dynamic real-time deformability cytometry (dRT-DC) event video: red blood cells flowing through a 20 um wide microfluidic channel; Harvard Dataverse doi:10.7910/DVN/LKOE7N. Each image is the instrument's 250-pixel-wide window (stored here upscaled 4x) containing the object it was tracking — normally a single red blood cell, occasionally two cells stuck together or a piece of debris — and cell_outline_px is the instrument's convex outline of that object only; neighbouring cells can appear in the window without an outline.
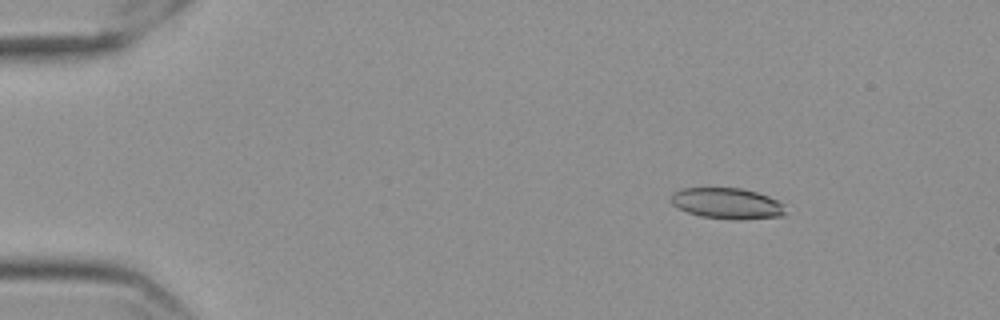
{"species": "Egyptian fruit bat (a non-hibernating species)", "species_latin": "Rousettus aegyptiacus", "temperature_condition": "cold", "stored_images_in_passage": 53, "camera_frame_rate_fps": 3000, "um_per_image_px": 0.085, "frame": {"image": 1, "passage_image": 4, "time_ms": 1.0, "image_size_px": [1000, 320], "cell_outline_px": [[784, 216], [744, 220], [728, 220], [700, 216], [688, 212], [672, 204], [672, 192], [680, 188], [740, 188], [756, 192], [768, 196], [784, 204]], "centroid_in_image_um": [61.81, 17.3], "position_along_channel_um": 23.2, "area_um2": 20.75}}
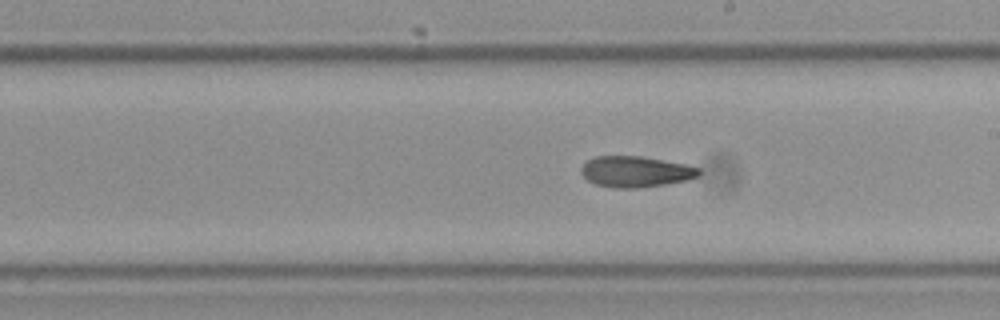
{"frame": {"image": 2, "passage_image": 29, "time_ms": 9.333, "image_size_px": [1000, 320], "cell_outline_px": [[700, 172], [696, 176], [688, 180], [664, 184], [636, 188], [616, 188], [596, 184], [588, 180], [580, 172], [580, 168], [588, 160], [596, 156], [640, 156], [684, 164], [700, 168]], "centroid_in_image_um": [54.0, 14.59], "position_along_channel_um": 235.0, "area_um2": 20.98}}
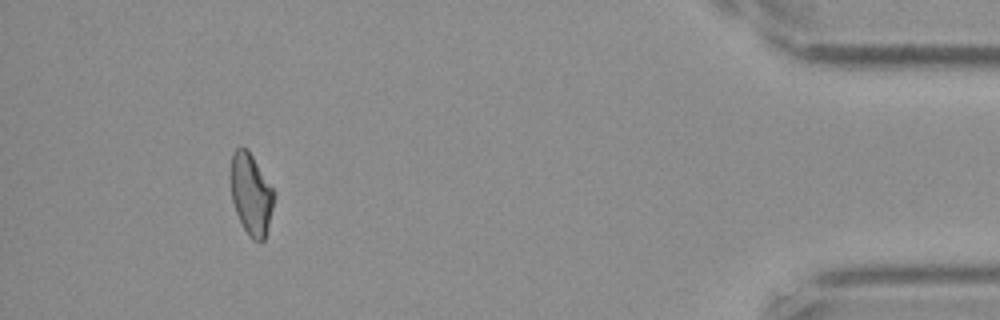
{"frame": {"image": 3, "passage_image": 49, "time_ms": 16.0, "image_size_px": [1000, 320], "cell_outline_px": [[272, 208], [264, 240], [252, 240], [244, 228], [236, 212], [232, 200], [232, 152], [240, 144], [248, 148], [272, 188]], "centroid_in_image_um": [21.32, 16.45], "position_along_channel_um": 413.9, "area_um2": 19.83}, "authors_computed_cell_mechanics": {"area_um2": 21.1548, "velocity_mm_per_s": 3.5664, "shape_relaxation_time_tau1_ms": null, "shape_relaxation_time_tau2_ms": 4.5179, "deformation_change_tau1": null, "deformation_change_tau2": 0.1202}}